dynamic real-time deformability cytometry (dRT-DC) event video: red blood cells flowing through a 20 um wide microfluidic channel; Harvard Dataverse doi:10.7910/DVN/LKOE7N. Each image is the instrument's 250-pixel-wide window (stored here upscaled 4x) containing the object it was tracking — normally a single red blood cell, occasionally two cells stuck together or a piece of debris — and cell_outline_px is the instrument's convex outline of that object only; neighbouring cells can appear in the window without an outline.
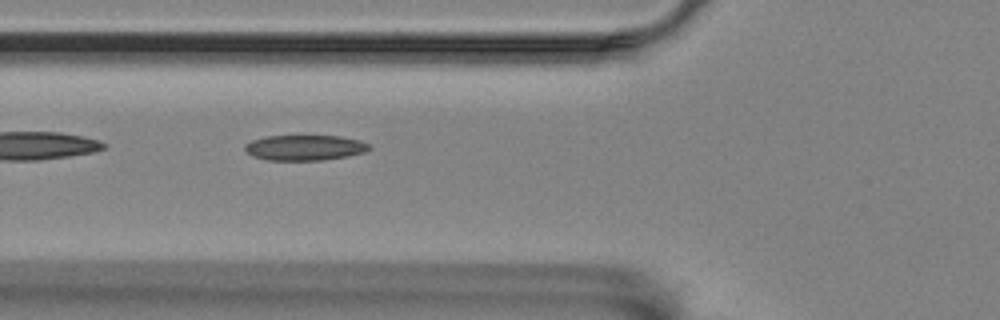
{"species": "Egyptian fruit bat (a non-hibernating species)", "species_latin": "Rousettus aegyptiacus", "temperature_condition": "room temperature", "stored_images_in_passage": 3, "camera_frame_rate_fps": 3000, "um_per_image_px": 0.085, "animal": {"sex": "female"}, "frame": {"image": 1, "passage_image": 3, "time_ms": 2.333, "image_size_px": [1000, 320], "cell_outline_px": [[372, 148], [364, 152], [348, 156], [324, 160], [268, 160], [252, 156], [244, 148], [244, 144], [252, 140], [268, 136], [340, 136], [360, 140], [368, 144]], "centroid_in_image_um": [25.91, 12.55], "position_along_channel_um": 99.9, "area_um2": 18.38}}